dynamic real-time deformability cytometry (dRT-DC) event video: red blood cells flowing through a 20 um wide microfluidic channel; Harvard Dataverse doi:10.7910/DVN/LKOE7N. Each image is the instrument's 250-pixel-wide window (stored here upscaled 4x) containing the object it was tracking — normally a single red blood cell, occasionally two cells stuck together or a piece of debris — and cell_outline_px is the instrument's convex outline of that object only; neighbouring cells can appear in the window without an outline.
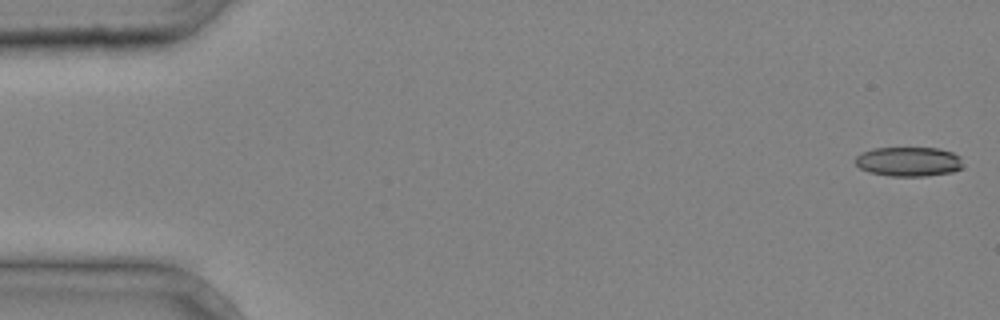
{"species": "common noctule bat (a hibernating species)", "species_latin": "Nyctalus noctula", "temperature_condition": "cold", "stored_images_in_passage": 40, "camera_frame_rate_fps": 3000, "um_per_image_px": 0.085, "animal": {"sex": "male", "body_mass_g": 20.4}, "frame": {"image": 1, "passage_image": 1, "time_ms": 0.0, "image_size_px": [1000, 320], "cell_outline_px": [[964, 168], [952, 172], [924, 176], [892, 176], [868, 172], [860, 168], [856, 164], [856, 156], [872, 148], [940, 148], [952, 152], [960, 156], [964, 164]], "centroid_in_image_um": [77.29, 13.74], "position_along_channel_um": 7.7, "area_um2": 18.61}}
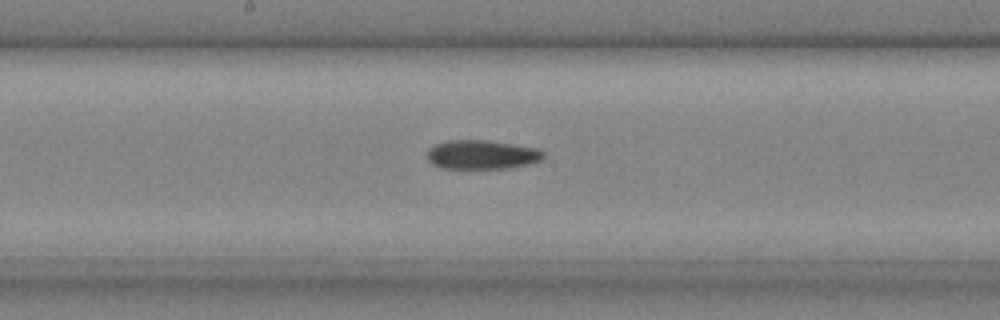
{"frame": {"image": 2, "passage_image": 22, "time_ms": 7.0, "image_size_px": [1000, 320], "cell_outline_px": [[544, 156], [540, 160], [528, 164], [508, 168], [440, 168], [432, 164], [428, 160], [428, 148], [444, 140], [488, 140], [540, 148], [544, 152]], "centroid_in_image_um": [40.95, 13.13], "position_along_channel_um": 207.2, "area_um2": 19.83}}
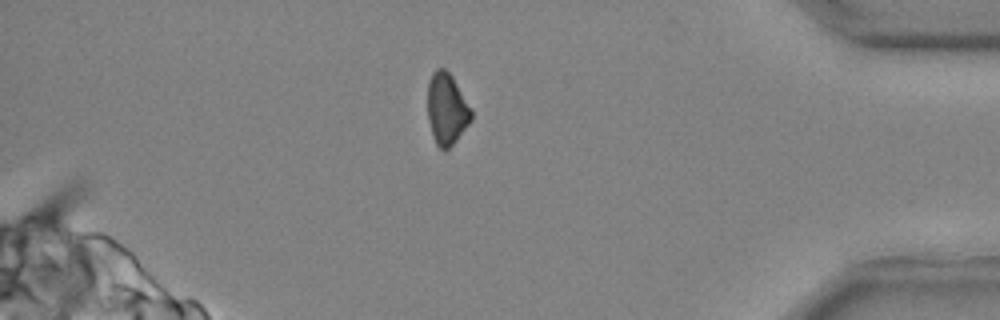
{"frame": {"image": 3, "passage_image": 36, "time_ms": 11.667, "image_size_px": [1000, 320], "cell_outline_px": [[472, 120], [456, 140], [444, 152], [436, 144], [432, 136], [428, 120], [428, 80], [432, 72], [436, 68], [444, 68], [452, 76], [472, 108]], "centroid_in_image_um": [37.97, 9.25], "position_along_channel_um": 397.2, "area_um2": 18.38}}